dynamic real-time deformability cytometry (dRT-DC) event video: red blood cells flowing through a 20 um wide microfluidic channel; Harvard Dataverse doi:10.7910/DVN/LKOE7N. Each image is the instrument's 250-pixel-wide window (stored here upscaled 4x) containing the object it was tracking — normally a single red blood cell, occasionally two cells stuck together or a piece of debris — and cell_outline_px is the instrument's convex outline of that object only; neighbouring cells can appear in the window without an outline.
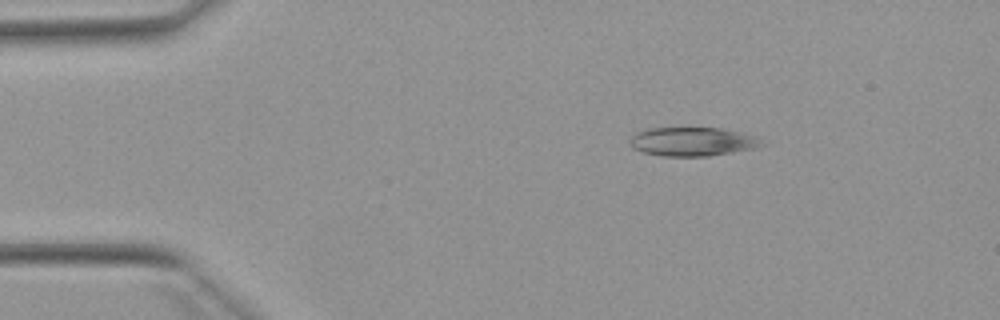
{"species": "Egyptian fruit bat (a non-hibernating species)", "species_latin": "Rousettus aegyptiacus", "temperature_condition": "warm", "stored_images_in_passage": 45, "camera_frame_rate_fps": 3000, "um_per_image_px": 0.085, "animal": {"sex": "female"}, "frame": {"image": 1, "passage_image": 1, "time_ms": 0.0, "image_size_px": [1000, 320], "cell_outline_px": [[768, 144], [756, 148], [708, 156], [664, 156], [644, 152], [632, 148], [628, 144], [628, 140], [636, 132], [648, 128], [720, 128], [756, 136]], "centroid_in_image_um": [58.86, 12.04], "position_along_channel_um": 26.1, "area_um2": 22.25}}
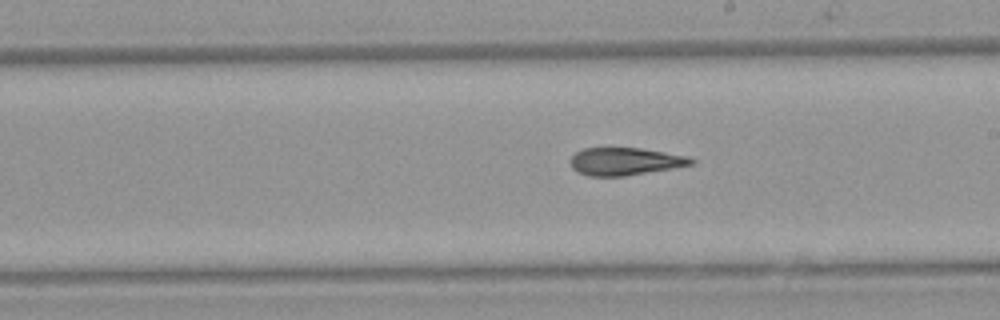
{"frame": {"image": 2, "passage_image": 22, "time_ms": 7.0, "image_size_px": [1000, 320], "cell_outline_px": [[696, 164], [624, 176], [588, 176], [576, 172], [572, 168], [568, 160], [576, 152], [584, 148], [640, 148], [688, 156], [696, 160]], "centroid_in_image_um": [53.11, 13.72], "position_along_channel_um": 235.9, "area_um2": 19.54}}
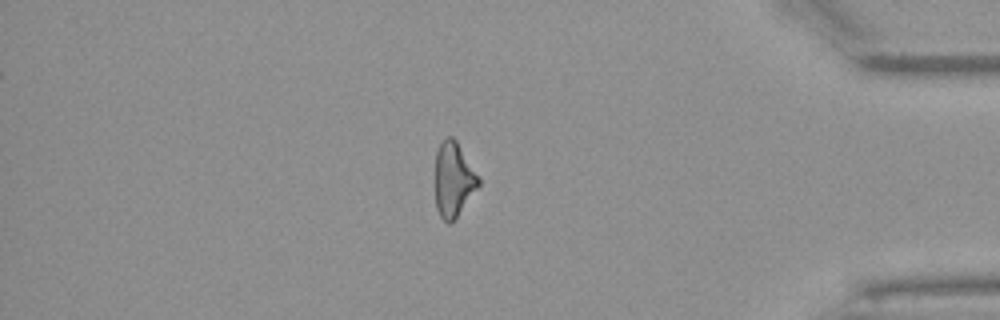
{"frame": {"image": 3, "passage_image": 37, "time_ms": 12.0, "image_size_px": [1000, 320], "cell_outline_px": [[480, 184], [456, 216], [448, 224], [440, 216], [436, 208], [436, 152], [444, 136], [452, 136], [456, 140], [480, 176]], "centroid_in_image_um": [38.55, 15.2], "position_along_channel_um": 396.6, "area_um2": 18.67}, "authors_computed_cell_mechanics": {"area_um2": 20.4034, "velocity_mm_per_s": 3.9071, "shape_relaxation_time_tau1_ms": null, "shape_relaxation_time_tau2_ms": 3.109, "deformation_change_tau1": null, "deformation_change_tau2": 0.1362}}